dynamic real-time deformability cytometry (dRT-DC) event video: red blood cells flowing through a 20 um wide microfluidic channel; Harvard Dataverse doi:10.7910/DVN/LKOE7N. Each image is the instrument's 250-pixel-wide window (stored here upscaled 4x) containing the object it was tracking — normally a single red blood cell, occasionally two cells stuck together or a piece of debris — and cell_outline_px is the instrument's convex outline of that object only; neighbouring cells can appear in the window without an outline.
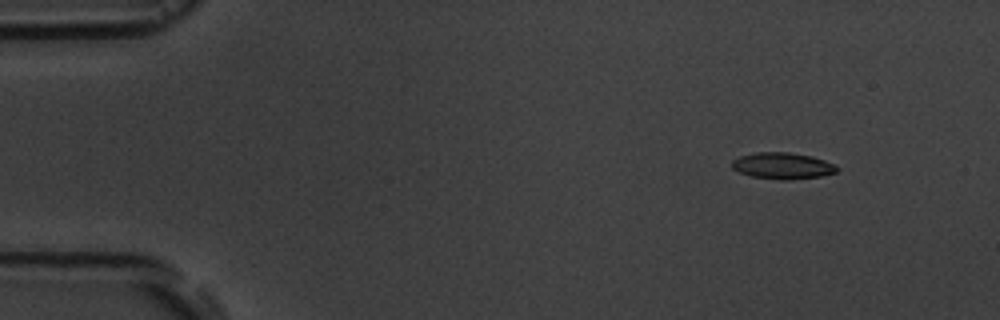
{"species": "common noctule bat (a hibernating species)", "species_latin": "Nyctalus noctula", "temperature_condition": "room temperature", "stored_images_in_passage": 2, "camera_frame_rate_fps": 3000, "um_per_image_px": 0.085, "animal": {"sex": "male", "body_mass_g": 19.5, "forearm_length_mm": 54.6}, "frame": {"image": 1, "passage_image": 2, "time_ms": 1.333, "image_size_px": [1000, 320], "cell_outline_px": [[840, 168], [836, 172], [820, 176], [788, 180], [780, 180], [752, 176], [740, 172], [732, 168], [732, 160], [740, 156], [756, 152], [788, 152], [812, 156], [836, 164]], "centroid_in_image_um": [66.54, 14.09], "position_along_channel_um": 18.5, "area_um2": 16.18}}